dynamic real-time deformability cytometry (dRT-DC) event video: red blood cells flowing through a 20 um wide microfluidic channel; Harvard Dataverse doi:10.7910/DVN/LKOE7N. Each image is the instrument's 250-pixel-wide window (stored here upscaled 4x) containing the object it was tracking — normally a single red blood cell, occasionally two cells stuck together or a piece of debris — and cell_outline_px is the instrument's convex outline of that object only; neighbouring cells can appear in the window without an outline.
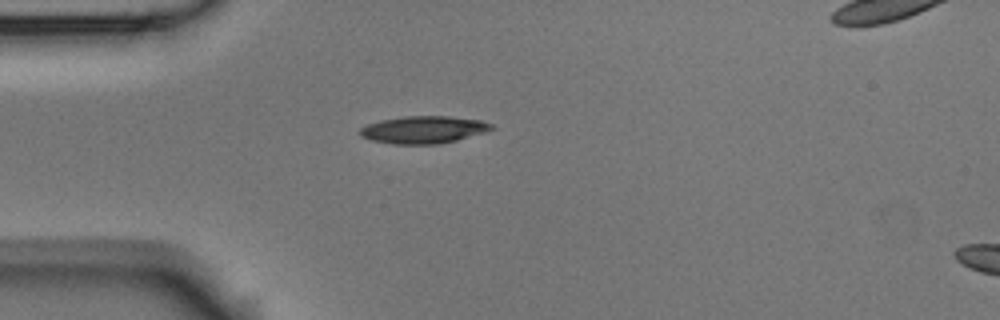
{"species": "Egyptian fruit bat (a non-hibernating species)", "species_latin": "Rousettus aegyptiacus", "temperature_condition": "room temperature", "stored_images_in_passage": 6, "camera_frame_rate_fps": 3000, "um_per_image_px": 0.085, "animal": {"sex": "male"}, "frame": {"image": 1, "passage_image": 3, "time_ms": 2.333, "image_size_px": [1000, 320], "cell_outline_px": [[496, 128], [484, 132], [456, 140], [440, 144], [392, 144], [372, 140], [360, 136], [356, 132], [360, 128], [368, 124], [380, 120], [404, 116], [448, 116], [480, 120], [492, 124]], "centroid_in_image_um": [35.96, 11.02], "position_along_channel_um": 49.0, "area_um2": 21.04}}
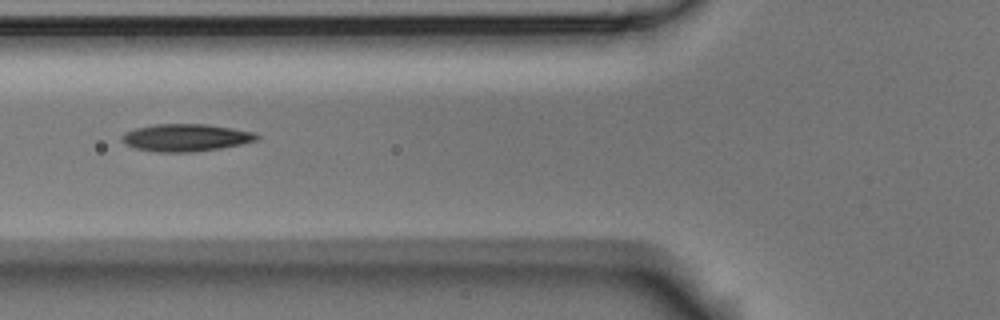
{"frame": {"image": 2, "passage_image": 5, "time_ms": 4.333, "image_size_px": [1000, 320], "cell_outline_px": [[260, 136], [256, 140], [240, 144], [220, 148], [192, 152], [156, 152], [136, 148], [124, 144], [120, 140], [120, 136], [124, 132], [136, 128], [156, 124], [204, 124], [232, 128], [252, 132]], "centroid_in_image_um": [15.73, 11.7], "position_along_channel_um": 110.1, "area_um2": 21.44}}
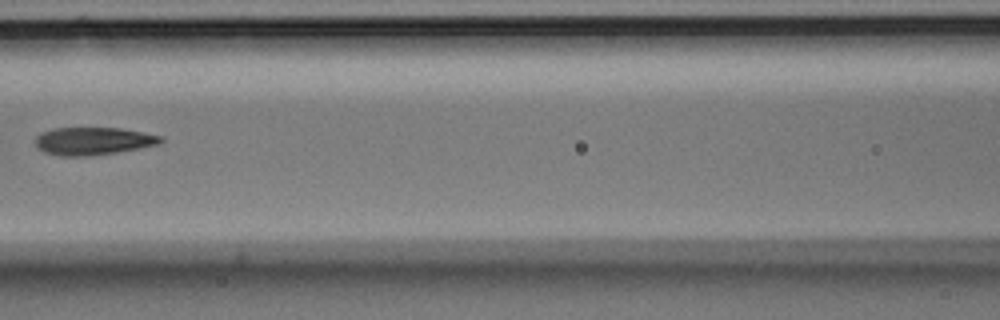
{"frame": {"image": 3, "passage_image": 6, "time_ms": 5.667, "image_size_px": [1000, 320], "cell_outline_px": [[164, 140], [160, 144], [116, 152], [84, 156], [60, 156], [44, 152], [36, 144], [36, 136], [40, 132], [52, 128], [120, 128], [164, 136]], "centroid_in_image_um": [7.93, 11.98], "position_along_channel_um": 158.7, "area_um2": 20.17}}